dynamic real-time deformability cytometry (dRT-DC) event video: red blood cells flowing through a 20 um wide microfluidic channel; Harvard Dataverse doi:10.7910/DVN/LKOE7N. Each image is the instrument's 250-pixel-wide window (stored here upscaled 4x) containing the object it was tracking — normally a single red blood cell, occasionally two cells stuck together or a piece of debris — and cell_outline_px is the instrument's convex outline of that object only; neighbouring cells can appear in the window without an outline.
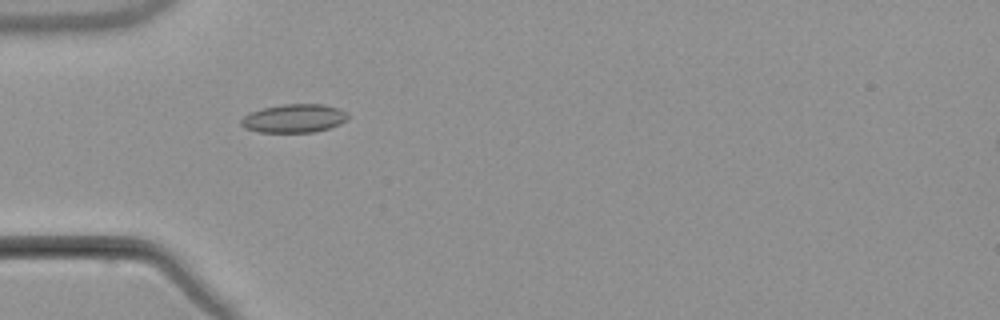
{"species": "common noctule bat (a hibernating species)", "species_latin": "Nyctalus noctula", "temperature_condition": "warm", "stored_images_in_passage": 5, "camera_frame_rate_fps": 3000, "um_per_image_px": 0.085, "animal": {"sex": "male", "body_mass_g": 21.5, "forearm_length_mm": 52.0}, "frame": {"image": 1, "passage_image": 4, "time_ms": 3.667, "image_size_px": [1000, 320], "cell_outline_px": [[348, 120], [340, 124], [328, 128], [312, 132], [260, 132], [244, 128], [240, 124], [240, 120], [244, 116], [252, 112], [264, 108], [284, 104], [324, 104], [340, 108], [348, 112]], "centroid_in_image_um": [25.03, 10.06], "position_along_channel_um": 60.0, "area_um2": 17.74}}
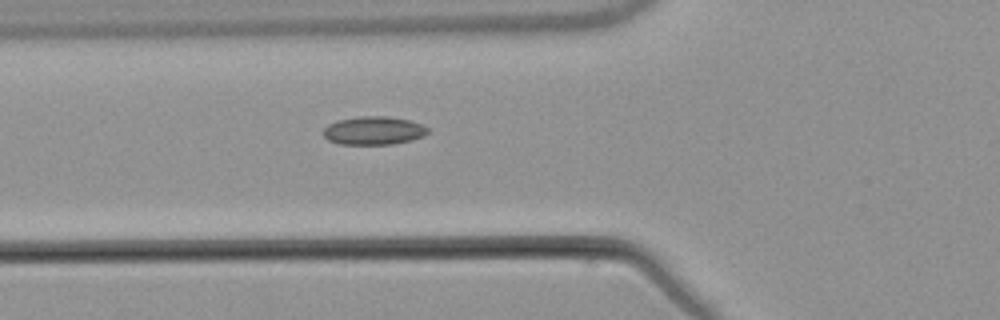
{"frame": {"image": 2, "passage_image": 5, "time_ms": 4.667, "image_size_px": [1000, 320], "cell_outline_px": [[428, 132], [424, 136], [412, 140], [392, 144], [340, 144], [328, 140], [320, 132], [328, 124], [336, 120], [360, 116], [384, 116], [408, 120], [420, 124], [428, 128]], "centroid_in_image_um": [31.71, 11.1], "position_along_channel_um": 94.1, "area_um2": 17.28}}